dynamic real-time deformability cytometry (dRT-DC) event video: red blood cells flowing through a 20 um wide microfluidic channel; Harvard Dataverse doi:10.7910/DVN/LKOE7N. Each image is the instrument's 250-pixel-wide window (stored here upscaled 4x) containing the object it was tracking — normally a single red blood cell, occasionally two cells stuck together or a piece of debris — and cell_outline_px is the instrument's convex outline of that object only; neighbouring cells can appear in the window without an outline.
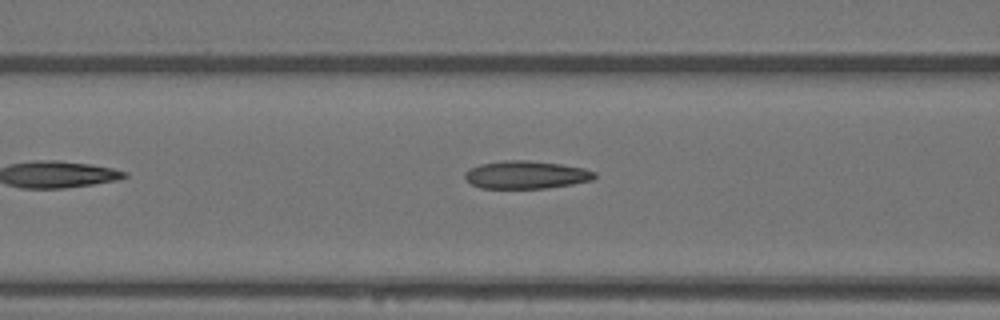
{"species": "Egyptian fruit bat (a non-hibernating species)", "species_latin": "Rousettus aegyptiacus", "temperature_condition": "warm", "stored_images_in_passage": 5, "camera_frame_rate_fps": 3000, "um_per_image_px": 0.085, "animal": {"sex": "female"}, "frame": {"image": 1, "passage_image": 4, "time_ms": 1.0, "image_size_px": [1000, 320], "cell_outline_px": [[596, 176], [592, 180], [572, 184], [548, 188], [480, 188], [464, 180], [464, 172], [468, 168], [480, 164], [504, 160], [528, 160], [560, 164], [584, 168], [596, 172]], "centroid_in_image_um": [44.68, 14.85], "position_along_channel_um": 121.9, "area_um2": 21.21}}